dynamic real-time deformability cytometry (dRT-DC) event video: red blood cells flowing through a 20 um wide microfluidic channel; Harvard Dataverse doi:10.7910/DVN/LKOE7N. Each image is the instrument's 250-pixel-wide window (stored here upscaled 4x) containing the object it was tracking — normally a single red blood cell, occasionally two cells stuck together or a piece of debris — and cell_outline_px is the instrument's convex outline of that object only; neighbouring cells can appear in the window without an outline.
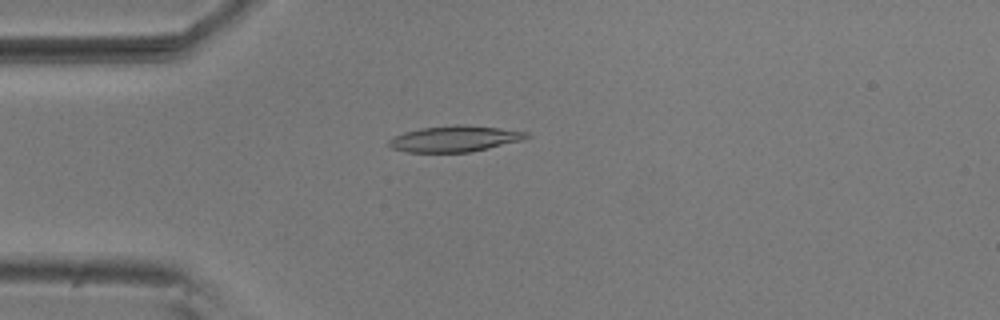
{"species": "common noctule bat (a hibernating species)", "species_latin": "Nyctalus noctula", "temperature_condition": "room temperature", "stored_images_in_passage": 27, "camera_frame_rate_fps": 3000, "um_per_image_px": 0.085, "animal": {"sex": "male", "body_mass_g": 20.5, "forearm_length_mm": 52.5}, "frame": {"image": 1, "passage_image": 14, "time_ms": 4.333, "image_size_px": [1000, 320], "cell_outline_px": [[532, 136], [524, 140], [472, 152], [404, 152], [392, 148], [388, 144], [388, 140], [392, 136], [404, 132], [420, 128], [452, 124], [464, 124], [500, 128], [528, 132]], "centroid_in_image_um": [38.66, 11.79], "position_along_channel_um": 46.3, "area_um2": 21.27}}
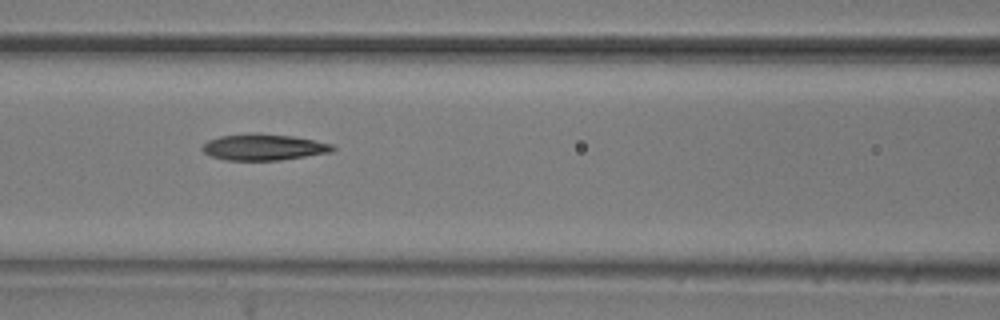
{"frame": {"image": 2, "passage_image": 23, "time_ms": 7.333, "image_size_px": [1000, 320], "cell_outline_px": [[336, 148], [332, 152], [280, 160], [224, 160], [212, 156], [204, 152], [200, 148], [208, 140], [220, 136], [292, 136], [332, 144]], "centroid_in_image_um": [22.43, 12.56], "position_along_channel_um": 144.2, "area_um2": 18.9}}
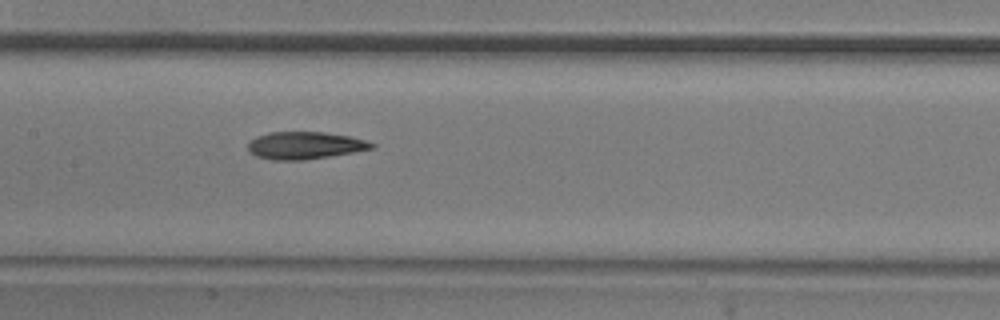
{"frame": {"image": 3, "passage_image": 26, "time_ms": 8.333, "image_size_px": [1000, 320], "cell_outline_px": [[376, 148], [328, 156], [300, 160], [272, 160], [256, 156], [248, 148], [248, 144], [256, 136], [268, 132], [324, 132], [352, 136], [376, 144]], "centroid_in_image_um": [25.93, 12.35], "position_along_channel_um": 181.5, "area_um2": 19.59}}